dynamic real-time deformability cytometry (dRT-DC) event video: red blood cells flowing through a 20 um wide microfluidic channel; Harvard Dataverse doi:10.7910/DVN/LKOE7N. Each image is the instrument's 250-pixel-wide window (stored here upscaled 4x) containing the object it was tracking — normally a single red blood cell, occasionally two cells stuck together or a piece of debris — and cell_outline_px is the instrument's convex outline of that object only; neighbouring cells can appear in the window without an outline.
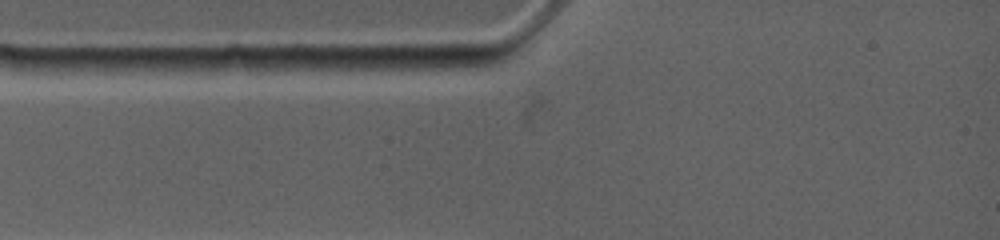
{"species": "common noctule bat (a hibernating species)", "species_latin": "Nyctalus noctula", "temperature_condition": "warm", "stored_images_in_passage": 1, "camera_frame_rate_fps": 4500, "um_per_image_px": 0.085, "animal": {"sex": "female", "body_mass_g": 19.0, "forearm_length_mm": 53.3}, "frame": {"image": 1, "passage_image": 1, "time_ms": 0.0, "image_size_px": [1000, 240], "cell_outline_px": [[248, 68], [156, 76], [96, 76], [76, 68], [84, 56], [244, 56], [248, 64]], "centroid_in_image_um": [13.44, 5.53], "position_along_channel_um": 71.6, "area_um2": 21.15}}